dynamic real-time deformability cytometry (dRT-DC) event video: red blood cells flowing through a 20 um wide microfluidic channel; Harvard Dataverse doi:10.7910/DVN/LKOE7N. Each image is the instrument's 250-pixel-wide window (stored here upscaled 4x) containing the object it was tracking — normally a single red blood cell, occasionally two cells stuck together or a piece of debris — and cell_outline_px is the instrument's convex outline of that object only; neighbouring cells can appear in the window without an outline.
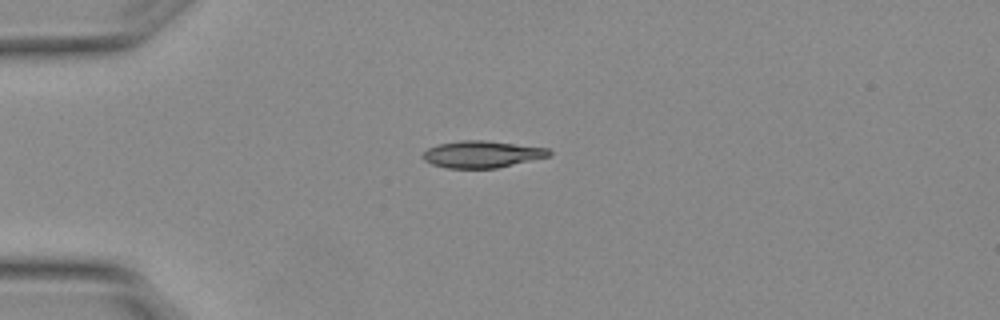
{"species": "Egyptian fruit bat (a non-hibernating species)", "species_latin": "Rousettus aegyptiacus", "temperature_condition": "warm", "stored_images_in_passage": 3, "camera_frame_rate_fps": 3000, "um_per_image_px": 0.085, "animal": {"sex": "female"}, "frame": {"image": 1, "passage_image": 3, "time_ms": 0.667, "image_size_px": [1000, 320], "cell_outline_px": [[552, 152], [548, 156], [496, 168], [448, 168], [432, 164], [424, 160], [420, 156], [428, 148], [440, 144], [460, 140], [484, 140], [548, 148]], "centroid_in_image_um": [40.93, 13.11], "position_along_channel_um": 44.1, "area_um2": 19.54}}